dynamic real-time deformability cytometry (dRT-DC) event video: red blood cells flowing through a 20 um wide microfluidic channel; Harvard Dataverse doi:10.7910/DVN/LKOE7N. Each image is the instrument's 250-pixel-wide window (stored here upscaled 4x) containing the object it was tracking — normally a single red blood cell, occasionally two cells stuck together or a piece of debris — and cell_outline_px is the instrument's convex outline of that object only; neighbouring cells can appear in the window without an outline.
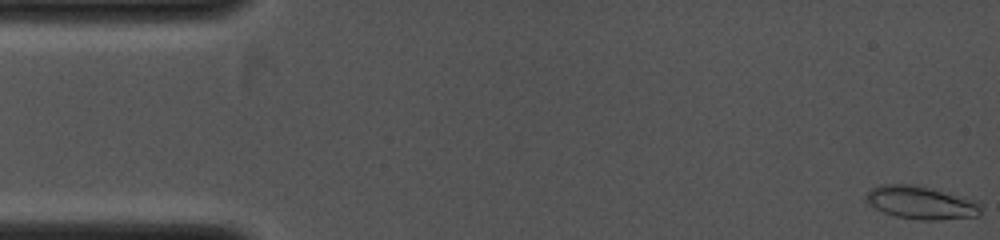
{"species": "common noctule bat (a hibernating species)", "species_latin": "Nyctalus noctula", "temperature_condition": "cold", "stored_images_in_passage": 10, "camera_frame_rate_fps": 4000, "um_per_image_px": 0.085, "animal": {"sex": "female", "body_mass_g": 19.0, "forearm_length_mm": 53.3}, "frame": {"image": 1, "passage_image": 1, "time_ms": 0.0, "image_size_px": [1000, 240], "cell_outline_px": [[980, 216], [940, 220], [916, 220], [896, 216], [884, 212], [876, 208], [868, 200], [868, 192], [872, 188], [880, 184], [912, 184], [976, 200], [980, 204]], "centroid_in_image_um": [78.33, 17.24], "position_along_channel_um": 6.7, "area_um2": 21.73}}
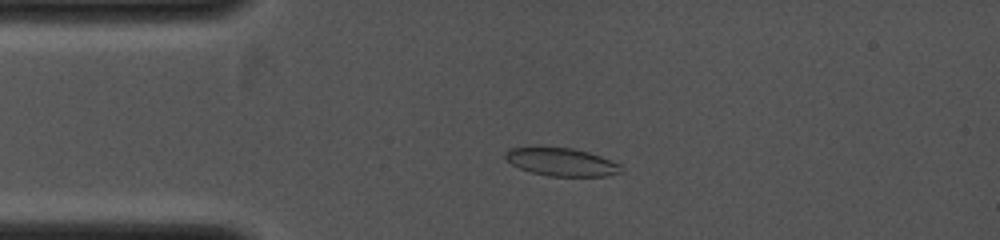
{"frame": {"image": 2, "passage_image": 6, "time_ms": 2.5, "image_size_px": [1000, 240], "cell_outline_px": [[624, 172], [608, 176], [548, 176], [532, 172], [520, 168], [512, 164], [504, 156], [504, 152], [508, 148], [536, 144], [572, 148], [588, 152], [600, 156], [620, 164], [624, 168]], "centroid_in_image_um": [47.69, 13.72], "position_along_channel_um": 37.3, "area_um2": 19.65}}
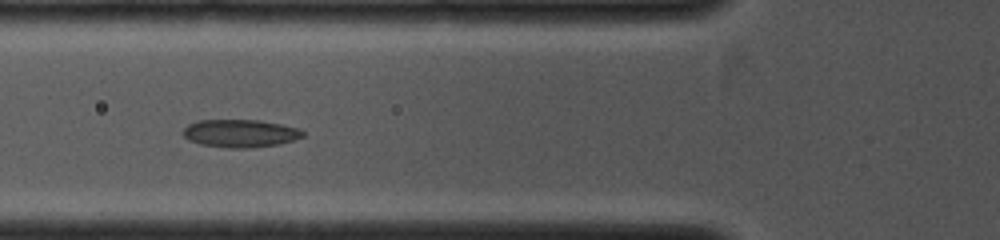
{"frame": {"image": 3, "passage_image": 9, "time_ms": 4.25, "image_size_px": [1000, 240], "cell_outline_px": [[304, 136], [292, 140], [276, 144], [244, 148], [228, 148], [200, 144], [188, 140], [180, 132], [188, 124], [196, 120], [260, 120], [300, 128], [304, 132]], "centroid_in_image_um": [20.37, 11.32], "position_along_channel_um": 105.4, "area_um2": 19.42}}